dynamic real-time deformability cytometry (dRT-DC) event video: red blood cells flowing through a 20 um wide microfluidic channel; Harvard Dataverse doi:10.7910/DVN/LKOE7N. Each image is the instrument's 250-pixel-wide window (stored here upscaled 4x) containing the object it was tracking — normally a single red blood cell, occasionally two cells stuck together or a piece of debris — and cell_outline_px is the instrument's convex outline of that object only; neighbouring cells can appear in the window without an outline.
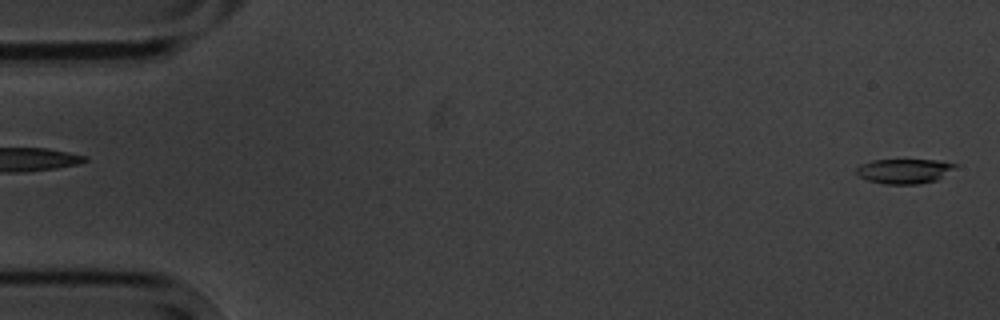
{"species": "common noctule bat (a hibernating species)", "species_latin": "Nyctalus noctula", "temperature_condition": "cold", "stored_images_in_passage": 5, "segment_of_instrument_passage": [2, 2], "camera_frame_rate_fps": 3000, "um_per_image_px": 0.085, "animal": {"sex": "male", "body_mass_g": 20.1, "forearm_length_mm": 53.5}, "frame": {"image": 1, "passage_image": 5, "time_ms": 4.667, "image_size_px": [1000, 320], "cell_outline_px": [[956, 168], [936, 180], [920, 184], [884, 184], [868, 180], [856, 176], [856, 168], [860, 164], [872, 160], [936, 160], [956, 164]], "centroid_in_image_um": [76.82, 14.55], "position_along_channel_um": 8.2, "area_um2": 14.28}}